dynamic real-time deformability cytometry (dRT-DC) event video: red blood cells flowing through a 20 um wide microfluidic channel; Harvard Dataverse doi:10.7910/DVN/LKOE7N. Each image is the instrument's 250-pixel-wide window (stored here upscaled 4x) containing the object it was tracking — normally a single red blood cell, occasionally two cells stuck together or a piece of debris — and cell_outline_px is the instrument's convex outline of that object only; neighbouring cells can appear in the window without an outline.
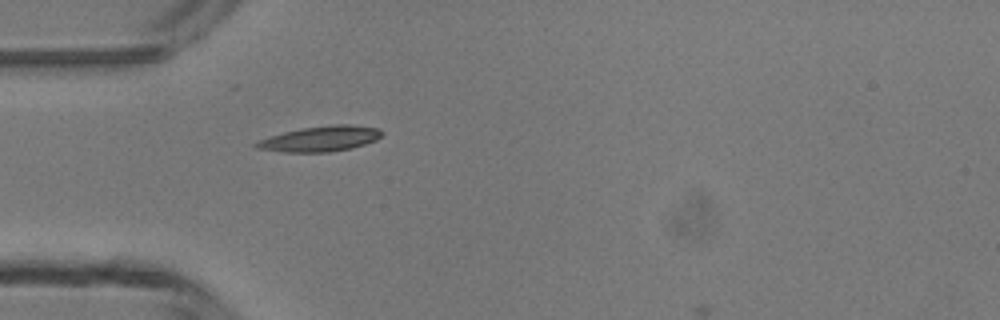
{"species": "common noctule bat (a hibernating species)", "species_latin": "Nyctalus noctula", "temperature_condition": "room temperature", "stored_images_in_passage": 4, "camera_frame_rate_fps": 3000, "um_per_image_px": 0.085, "animal": {"sex": "male", "body_mass_g": 13.3}, "frame": {"image": 1, "passage_image": 4, "time_ms": 3.667, "image_size_px": [1000, 320], "cell_outline_px": [[384, 132], [376, 140], [352, 148], [328, 152], [284, 152], [256, 148], [252, 144], [260, 140], [284, 132], [300, 128], [332, 124], [348, 124], [380, 128]], "centroid_in_image_um": [27.26, 11.79], "position_along_channel_um": 57.7, "area_um2": 18.55}}